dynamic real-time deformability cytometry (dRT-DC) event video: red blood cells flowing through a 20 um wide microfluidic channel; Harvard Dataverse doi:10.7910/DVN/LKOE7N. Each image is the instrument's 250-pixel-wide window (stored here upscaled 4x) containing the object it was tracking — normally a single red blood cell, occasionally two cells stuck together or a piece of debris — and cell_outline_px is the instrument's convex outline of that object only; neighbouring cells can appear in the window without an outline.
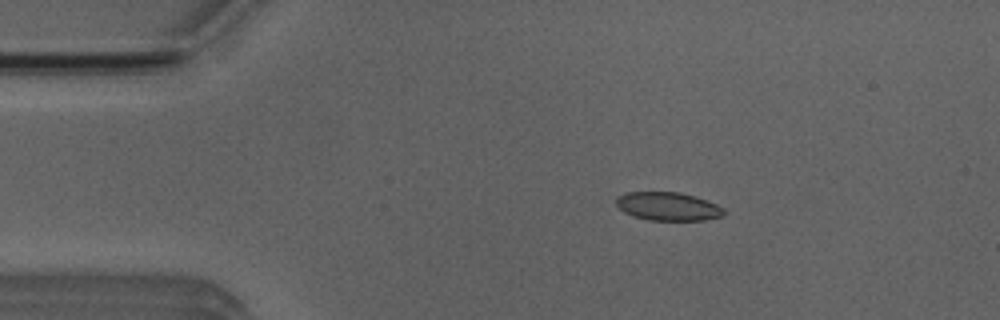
{"species": "Egyptian fruit bat (a non-hibernating species)", "species_latin": "Rousettus aegyptiacus", "temperature_condition": "room temperature", "stored_images_in_passage": 4, "camera_frame_rate_fps": 3000, "um_per_image_px": 0.085, "animal": {"sex": "male"}, "frame": {"image": 1, "passage_image": 3, "time_ms": 2.333, "image_size_px": [1000, 320], "cell_outline_px": [[724, 216], [704, 220], [648, 220], [632, 216], [624, 212], [616, 204], [616, 196], [628, 192], [680, 192], [696, 196], [716, 204], [724, 208]], "centroid_in_image_um": [56.78, 17.54], "position_along_channel_um": 28.2, "area_um2": 17.92}}